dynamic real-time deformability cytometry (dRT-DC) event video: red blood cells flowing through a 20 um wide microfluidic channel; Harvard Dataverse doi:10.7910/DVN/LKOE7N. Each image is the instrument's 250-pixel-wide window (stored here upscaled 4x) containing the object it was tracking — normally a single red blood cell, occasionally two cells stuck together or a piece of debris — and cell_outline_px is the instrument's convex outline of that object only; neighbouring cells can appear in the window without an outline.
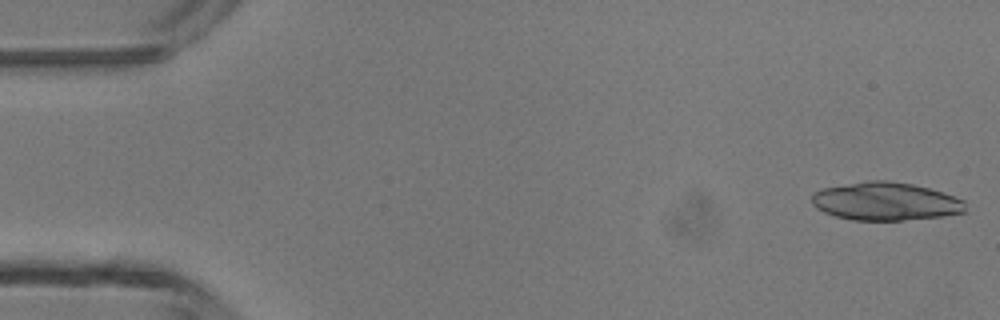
{"species": "common noctule bat (a hibernating species)", "species_latin": "Nyctalus noctula", "temperature_condition": "room temperature", "stored_images_in_passage": 8, "camera_frame_rate_fps": 3000, "um_per_image_px": 0.085, "animal": {"sex": "male", "body_mass_g": 13.3}, "frame": {"image": 1, "passage_image": 1, "time_ms": 0.0, "image_size_px": [1000, 320], "cell_outline_px": [[968, 212], [940, 216], [900, 220], [852, 220], [836, 216], [824, 212], [816, 208], [812, 204], [812, 192], [824, 188], [868, 180], [888, 180], [912, 184], [944, 192], [964, 200]], "centroid_in_image_um": [75.29, 17.11], "position_along_channel_um": 9.7, "area_um2": 34.16}}